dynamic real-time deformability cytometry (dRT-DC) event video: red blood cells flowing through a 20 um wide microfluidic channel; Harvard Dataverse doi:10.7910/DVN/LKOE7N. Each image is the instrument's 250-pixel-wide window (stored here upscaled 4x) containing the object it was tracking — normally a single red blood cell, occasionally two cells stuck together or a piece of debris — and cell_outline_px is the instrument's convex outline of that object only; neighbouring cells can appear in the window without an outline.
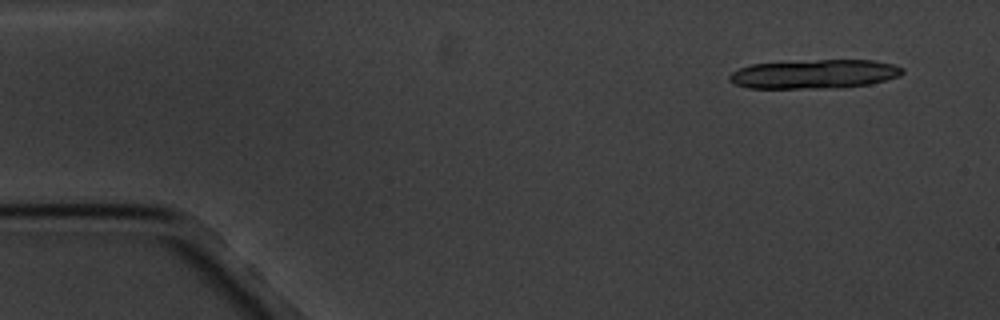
{"species": "common noctule bat (a hibernating species)", "species_latin": "Nyctalus noctula", "temperature_condition": "cold", "stored_images_in_passage": 6, "segment_of_instrument_passage": [1, 2], "camera_frame_rate_fps": 3000, "um_per_image_px": 0.085, "animal": {"sex": "male", "body_mass_g": 20.1, "forearm_length_mm": 53.5}, "frame": {"image": 1, "passage_image": 1, "time_ms": 0.0, "image_size_px": [1000, 320], "cell_outline_px": [[904, 72], [900, 76], [868, 84], [844, 88], [748, 88], [736, 84], [728, 80], [728, 76], [732, 72], [740, 68], [752, 64], [816, 60], [876, 60], [892, 64], [904, 68]], "centroid_in_image_um": [69.24, 6.3], "position_along_channel_um": 15.8, "area_um2": 29.3}}